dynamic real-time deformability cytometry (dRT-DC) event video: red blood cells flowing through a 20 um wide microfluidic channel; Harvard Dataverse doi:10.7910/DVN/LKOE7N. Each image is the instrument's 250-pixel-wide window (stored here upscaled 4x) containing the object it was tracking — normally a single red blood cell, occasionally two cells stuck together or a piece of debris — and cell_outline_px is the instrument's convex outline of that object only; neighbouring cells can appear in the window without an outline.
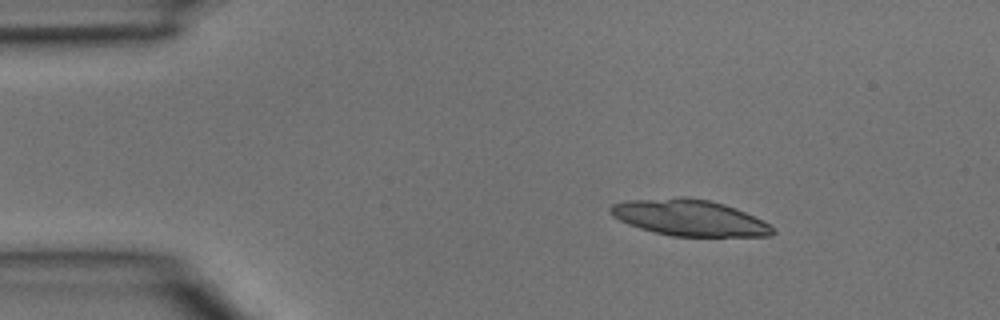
{"species": "common noctule bat (a hibernating species)", "species_latin": "Nyctalus noctula", "temperature_condition": "room temperature", "stored_images_in_passage": 3, "camera_frame_rate_fps": 3000, "um_per_image_px": 0.085, "animal": {"sex": "male", "body_mass_g": 15.6}, "frame": {"image": 1, "passage_image": 2, "time_ms": 0.333, "image_size_px": [1000, 320], "cell_outline_px": [[776, 232], [772, 236], [672, 236], [640, 228], [628, 224], [612, 216], [608, 208], [612, 204], [624, 200], [680, 196], [684, 196], [708, 200], [724, 204], [736, 208], [764, 220]], "centroid_in_image_um": [58.58, 18.49], "position_along_channel_um": 26.4, "area_um2": 34.39}}